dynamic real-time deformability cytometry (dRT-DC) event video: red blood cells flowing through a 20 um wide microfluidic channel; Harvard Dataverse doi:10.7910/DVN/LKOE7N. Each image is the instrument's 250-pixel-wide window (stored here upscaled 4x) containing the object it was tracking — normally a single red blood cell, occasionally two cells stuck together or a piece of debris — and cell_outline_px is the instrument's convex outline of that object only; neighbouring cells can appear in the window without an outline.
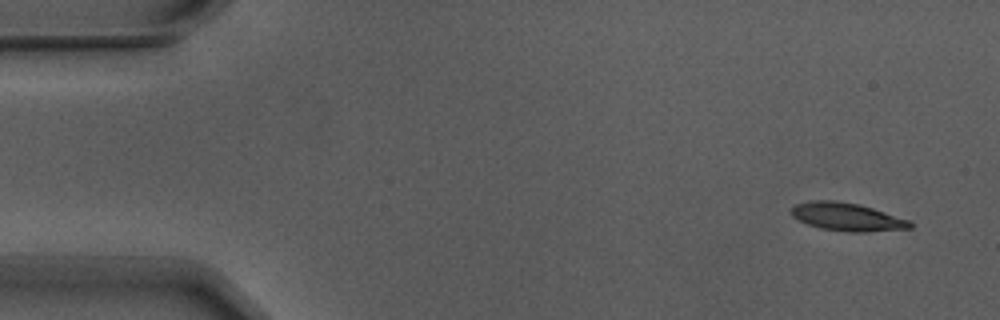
{"species": "Egyptian fruit bat (a non-hibernating species)", "species_latin": "Rousettus aegyptiacus", "temperature_condition": "warm", "stored_images_in_passage": 5, "camera_frame_rate_fps": 3000, "um_per_image_px": 0.085, "animal": {"sex": "male"}, "frame": {"image": 1, "passage_image": 1, "time_ms": 0.0, "image_size_px": [1000, 320], "cell_outline_px": [[912, 228], [868, 232], [848, 232], [820, 228], [808, 224], [792, 216], [792, 208], [796, 204], [808, 200], [836, 200], [860, 204], [908, 220], [912, 224]], "centroid_in_image_um": [71.98, 18.43], "position_along_channel_um": 13.0, "area_um2": 19.31}}
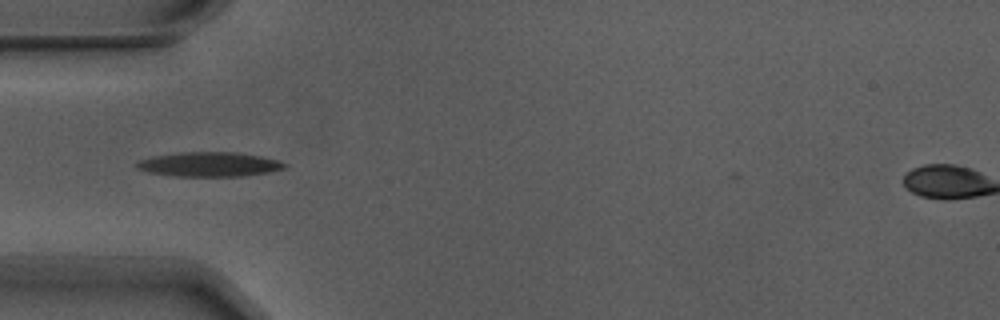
{"frame": {"image": 2, "passage_image": 4, "time_ms": 1.0, "image_size_px": [1000, 320], "cell_outline_px": [[288, 168], [268, 172], [244, 176], [172, 176], [148, 172], [136, 168], [136, 164], [140, 160], [152, 156], [180, 152], [236, 152], [260, 156], [276, 160], [288, 164]], "centroid_in_image_um": [17.79, 13.97], "position_along_channel_um": 67.2, "area_um2": 21.15}}